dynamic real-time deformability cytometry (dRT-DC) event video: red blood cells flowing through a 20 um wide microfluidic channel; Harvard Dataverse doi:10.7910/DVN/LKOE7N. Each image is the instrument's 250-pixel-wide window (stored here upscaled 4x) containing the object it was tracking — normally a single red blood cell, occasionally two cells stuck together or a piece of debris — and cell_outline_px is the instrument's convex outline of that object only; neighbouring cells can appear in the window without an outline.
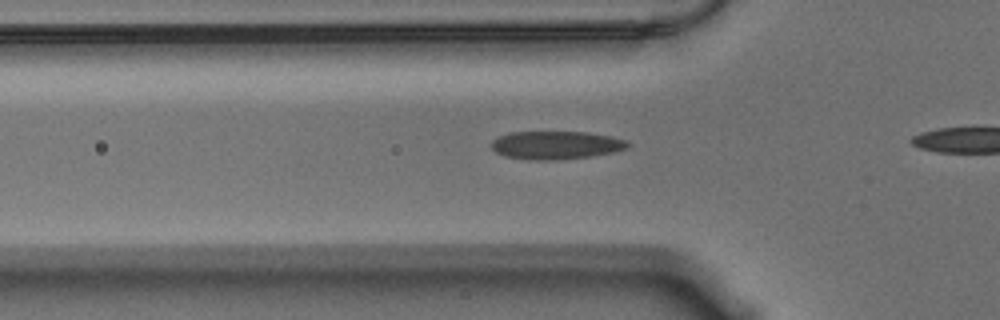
{"species": "Egyptian fruit bat (a non-hibernating species)", "species_latin": "Rousettus aegyptiacus", "temperature_condition": "warm", "stored_images_in_passage": 13, "camera_frame_rate_fps": 3000, "um_per_image_px": 0.085, "animal": {"sex": "male"}, "frame": {"image": 1, "passage_image": 11, "time_ms": 3.333, "image_size_px": [1000, 320], "cell_outline_px": [[632, 144], [628, 148], [616, 152], [592, 156], [556, 160], [532, 160], [504, 156], [496, 152], [492, 148], [492, 140], [500, 136], [512, 132], [588, 132], [612, 136], [628, 140]], "centroid_in_image_um": [47.34, 12.34], "position_along_channel_um": 78.5, "area_um2": 22.6}}